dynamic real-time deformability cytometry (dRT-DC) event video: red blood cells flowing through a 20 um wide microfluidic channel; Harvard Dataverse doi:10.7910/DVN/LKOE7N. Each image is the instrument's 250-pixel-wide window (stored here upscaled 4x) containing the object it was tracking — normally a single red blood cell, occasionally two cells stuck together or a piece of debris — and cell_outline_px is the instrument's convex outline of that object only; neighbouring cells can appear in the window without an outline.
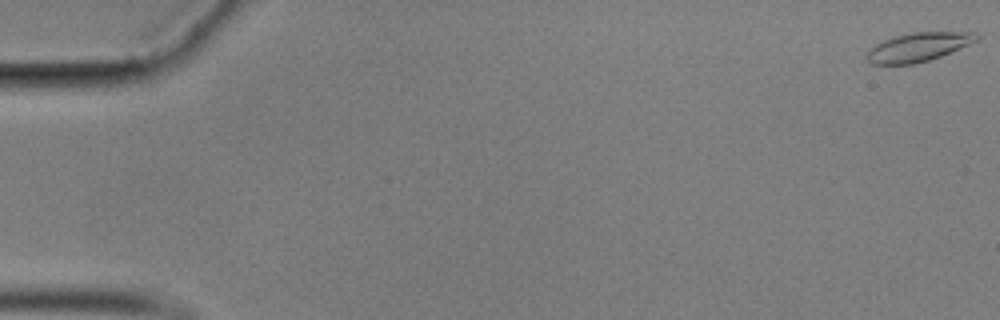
{"species": "common noctule bat (a hibernating species)", "species_latin": "Nyctalus noctula", "temperature_condition": "cold", "stored_images_in_passage": 15, "camera_frame_rate_fps": 3000, "um_per_image_px": 0.085, "animal": {"sex": "male", "body_mass_g": 17.9}, "frame": {"image": 1, "passage_image": 1, "time_ms": 0.0, "image_size_px": [1000, 320], "cell_outline_px": [[980, 36], [976, 40], [968, 44], [940, 56], [928, 60], [912, 64], [872, 64], [868, 60], [868, 52], [876, 44], [884, 40], [896, 36], [912, 32], [976, 32]], "centroid_in_image_um": [78.06, 3.99], "position_along_channel_um": 6.9, "area_um2": 17.92}}